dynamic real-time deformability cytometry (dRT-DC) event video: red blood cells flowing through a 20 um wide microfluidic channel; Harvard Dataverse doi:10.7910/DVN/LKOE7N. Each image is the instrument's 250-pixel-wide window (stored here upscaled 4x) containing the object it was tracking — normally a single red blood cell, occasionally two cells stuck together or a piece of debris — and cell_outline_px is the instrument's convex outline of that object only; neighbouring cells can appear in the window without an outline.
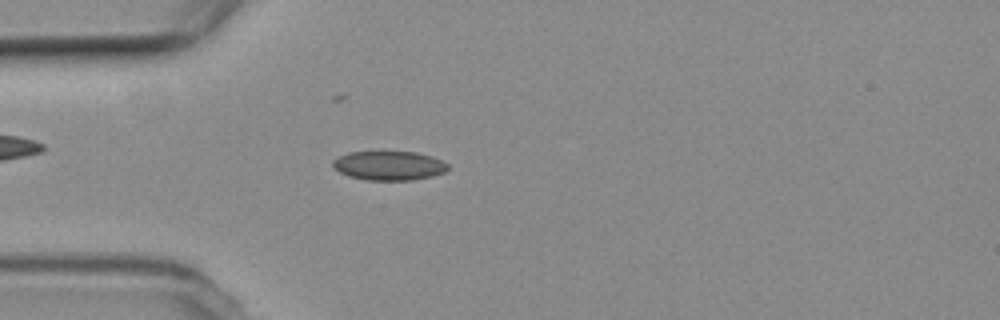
{"species": "common noctule bat (a hibernating species)", "species_latin": "Nyctalus noctula", "temperature_condition": "room temperature", "stored_images_in_passage": 54, "camera_frame_rate_fps": 3000, "um_per_image_px": 0.085, "animal": {"sex": "female", "body_mass_g": 19.3, "forearm_length_mm": 54.1}, "frame": {"image": 1, "passage_image": 14, "time_ms": 4.333, "image_size_px": [1000, 320], "cell_outline_px": [[448, 168], [444, 172], [432, 176], [412, 180], [368, 180], [348, 176], [340, 172], [332, 164], [332, 160], [348, 152], [416, 152], [432, 156], [448, 164]], "centroid_in_image_um": [33.07, 14.08], "position_along_channel_um": 51.9, "area_um2": 19.42}}
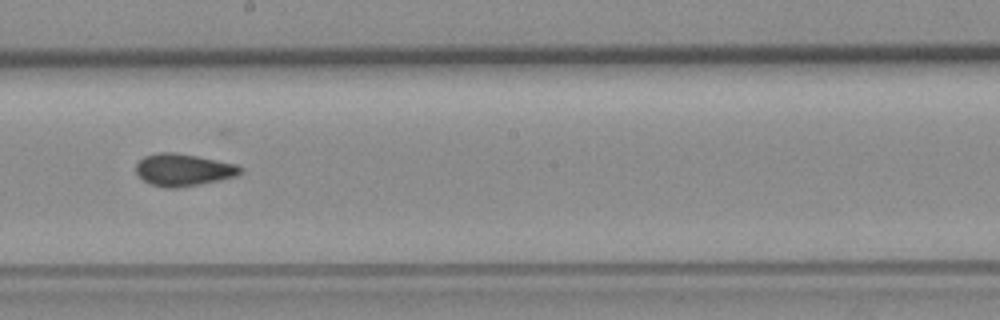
{"frame": {"image": 2, "passage_image": 29, "time_ms": 9.333, "image_size_px": [1000, 320], "cell_outline_px": [[244, 168], [236, 176], [200, 184], [176, 188], [164, 188], [148, 184], [136, 172], [136, 164], [144, 156], [160, 152], [172, 152], [196, 156], [236, 164]], "centroid_in_image_um": [15.56, 14.44], "position_along_channel_um": 232.6, "area_um2": 19.48}}
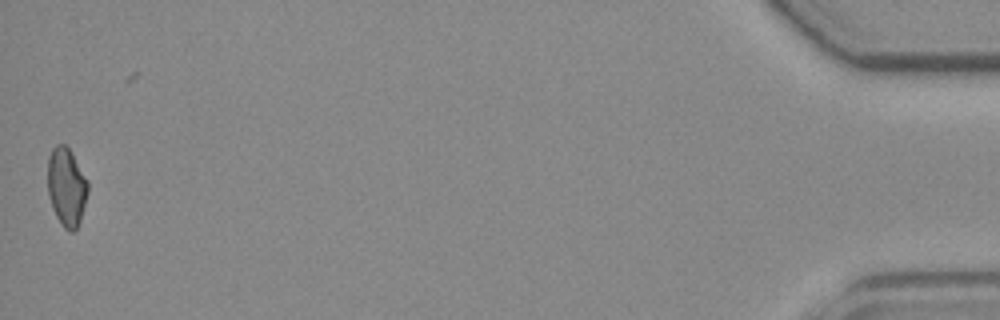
{"frame": {"image": 3, "passage_image": 53, "time_ms": 17.333, "image_size_px": [1000, 320], "cell_outline_px": [[88, 192], [80, 220], [76, 228], [72, 232], [68, 232], [64, 228], [56, 216], [52, 208], [48, 196], [48, 156], [52, 148], [56, 144], [64, 144], [68, 148], [88, 180]], "centroid_in_image_um": [5.64, 15.89], "position_along_channel_um": 429.6, "area_um2": 18.32}, "authors_computed_cell_mechanics": {"area_um2": 19.1029, "velocity_mm_per_s": 3.7586, "shape_relaxation_time_tau1_ms": null, "shape_relaxation_time_tau2_ms": 2.3093, "deformation_change_tau1": null, "deformation_change_tau2": 0.0631}}